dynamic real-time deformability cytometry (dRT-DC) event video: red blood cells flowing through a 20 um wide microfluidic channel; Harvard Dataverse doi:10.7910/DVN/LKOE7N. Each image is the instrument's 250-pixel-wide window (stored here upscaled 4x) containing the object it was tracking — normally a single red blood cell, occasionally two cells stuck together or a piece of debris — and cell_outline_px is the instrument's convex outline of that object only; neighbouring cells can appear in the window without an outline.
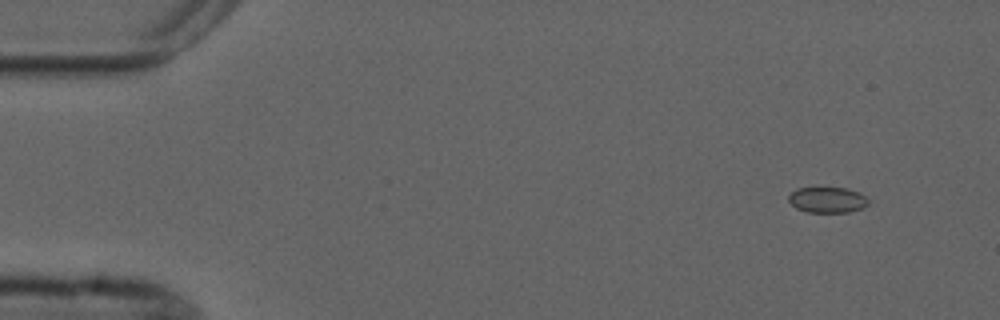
{"species": "common noctule bat (a hibernating species)", "species_latin": "Nyctalus noctula", "temperature_condition": "cold", "stored_images_in_passage": 4, "camera_frame_rate_fps": 3000, "um_per_image_px": 0.085, "animal": {"sex": "male", "forearm_length_mm": 52.5}, "frame": {"image": 1, "passage_image": 2, "time_ms": 1.0, "image_size_px": [1000, 320], "cell_outline_px": [[868, 204], [864, 208], [848, 212], [808, 212], [796, 208], [788, 200], [788, 196], [796, 188], [848, 188], [860, 192], [868, 200]], "centroid_in_image_um": [70.34, 16.99], "position_along_channel_um": 14.7, "area_um2": 11.96}}
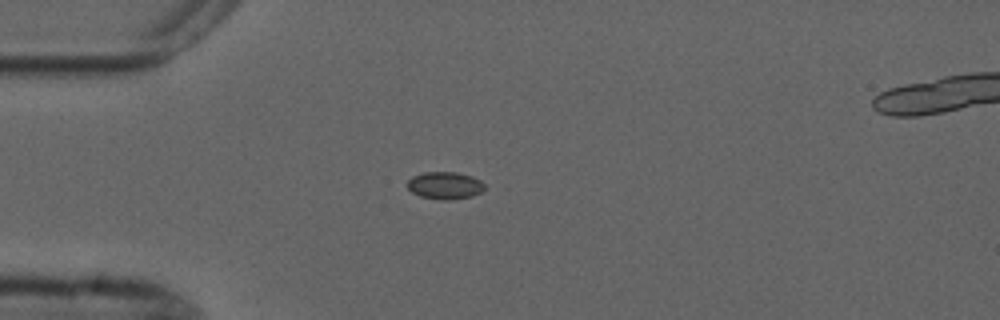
{"frame": {"image": 2, "passage_image": 4, "time_ms": 4.333, "image_size_px": [1000, 320], "cell_outline_px": [[484, 188], [480, 192], [472, 196], [448, 200], [444, 200], [420, 196], [412, 192], [408, 188], [408, 180], [412, 176], [424, 172], [456, 172], [472, 176], [480, 180], [484, 184]], "centroid_in_image_um": [37.81, 15.75], "position_along_channel_um": 47.2, "area_um2": 12.2}}